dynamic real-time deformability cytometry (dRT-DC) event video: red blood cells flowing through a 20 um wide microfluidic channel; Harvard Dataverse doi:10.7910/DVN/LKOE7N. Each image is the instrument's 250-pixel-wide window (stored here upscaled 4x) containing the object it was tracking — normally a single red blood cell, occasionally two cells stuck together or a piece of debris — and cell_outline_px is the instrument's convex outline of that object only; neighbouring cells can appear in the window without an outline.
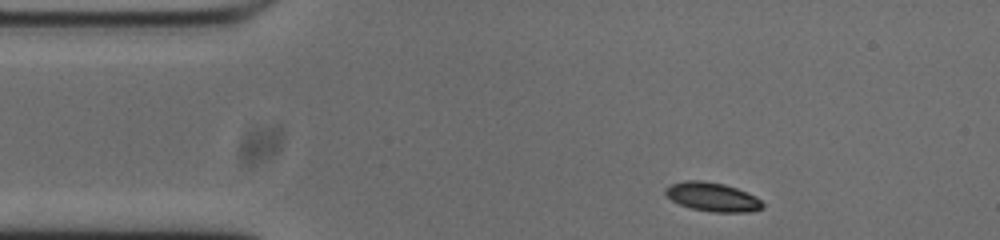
{"species": "common noctule bat (a hibernating species)", "species_latin": "Nyctalus noctula", "temperature_condition": "cold", "stored_images_in_passage": 47, "camera_frame_rate_fps": 3000, "um_per_image_px": 0.085, "animal": {"sex": "male", "body_mass_g": 20.0, "forearm_length_mm": 53.3}, "frame": {"image": 1, "passage_image": 1, "time_ms": 0.0, "image_size_px": [1000, 240], "cell_outline_px": [[764, 208], [748, 212], [712, 212], [692, 208], [680, 204], [672, 200], [664, 192], [664, 188], [672, 184], [684, 180], [700, 180], [724, 184], [736, 188], [756, 196], [764, 204]], "centroid_in_image_um": [60.57, 16.74], "position_along_channel_um": 24.4, "area_um2": 16.3}}
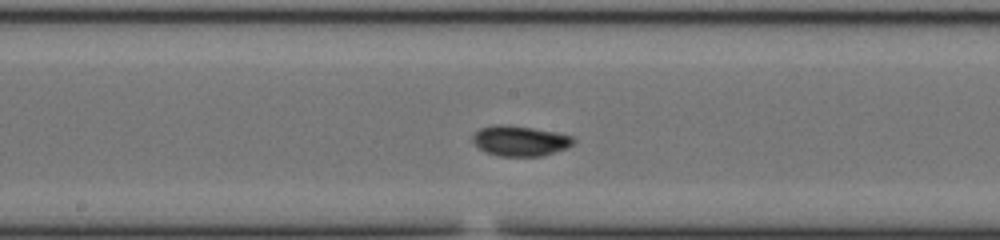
{"frame": {"image": 2, "passage_image": 20, "time_ms": 6.333, "image_size_px": [1000, 240], "cell_outline_px": [[576, 140], [568, 148], [544, 156], [500, 156], [484, 152], [472, 140], [472, 136], [480, 128], [496, 124], [504, 124], [532, 128], [556, 132], [572, 136]], "centroid_in_image_um": [44.22, 11.98], "position_along_channel_um": 204.0, "area_um2": 17.86}}
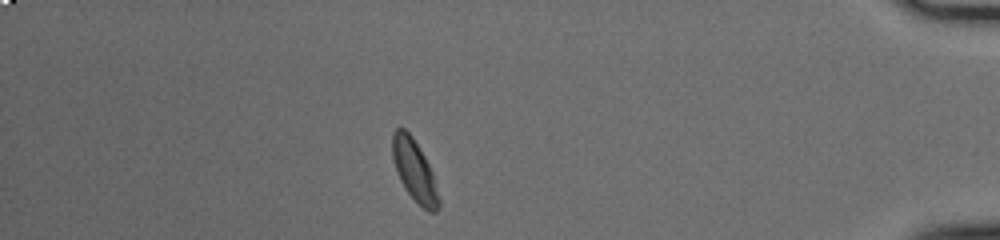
{"frame": {"image": 3, "passage_image": 40, "time_ms": 13.0, "image_size_px": [1000, 240], "cell_outline_px": [[440, 208], [436, 212], [428, 212], [408, 192], [400, 180], [396, 172], [392, 156], [392, 132], [396, 128], [404, 128], [412, 136], [424, 156], [432, 172], [440, 200]], "centroid_in_image_um": [35.22, 14.48], "position_along_channel_um": 400.0, "area_um2": 16.42}, "authors_computed_cell_mechanics": {"area_um2": 16.762, "velocity_mm_per_s": 3.7185, "shape_relaxation_time_tau1_ms": 3.8376, "shape_relaxation_time_tau2_ms": 1.2769, "deformation_change_tau1": 0.1354, "deformation_change_tau2": 0.0491}}